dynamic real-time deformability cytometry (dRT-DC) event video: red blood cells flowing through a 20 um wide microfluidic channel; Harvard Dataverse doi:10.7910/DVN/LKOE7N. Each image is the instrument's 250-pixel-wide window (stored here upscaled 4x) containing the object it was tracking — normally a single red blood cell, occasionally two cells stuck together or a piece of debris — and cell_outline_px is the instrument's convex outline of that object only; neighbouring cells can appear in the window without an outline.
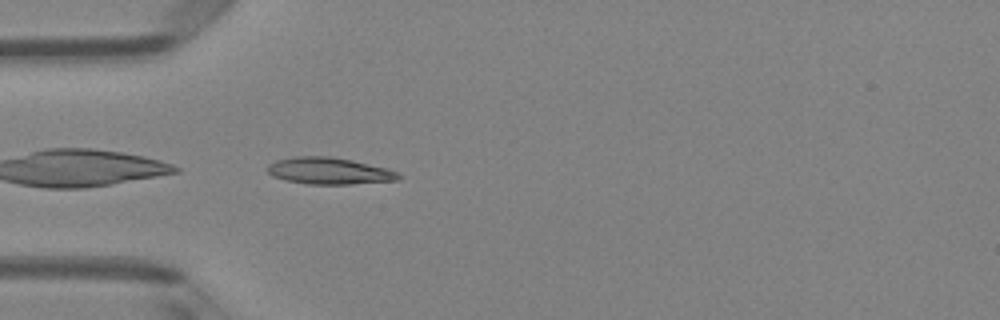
{"species": "Egyptian fruit bat (a non-hibernating species)", "species_latin": "Rousettus aegyptiacus", "temperature_condition": "room temperature", "stored_images_in_passage": 35, "camera_frame_rate_fps": 3000, "um_per_image_px": 0.085, "animal": {"sex": "female"}, "frame": {"image": 1, "passage_image": 1, "time_ms": 0.0, "image_size_px": [1000, 320], "cell_outline_px": [[404, 176], [400, 180], [352, 184], [308, 184], [288, 180], [272, 176], [268, 172], [268, 164], [276, 160], [296, 156], [328, 156], [352, 160], [388, 168], [400, 172]], "centroid_in_image_um": [28.06, 14.53], "position_along_channel_um": 56.9, "area_um2": 20.58}}
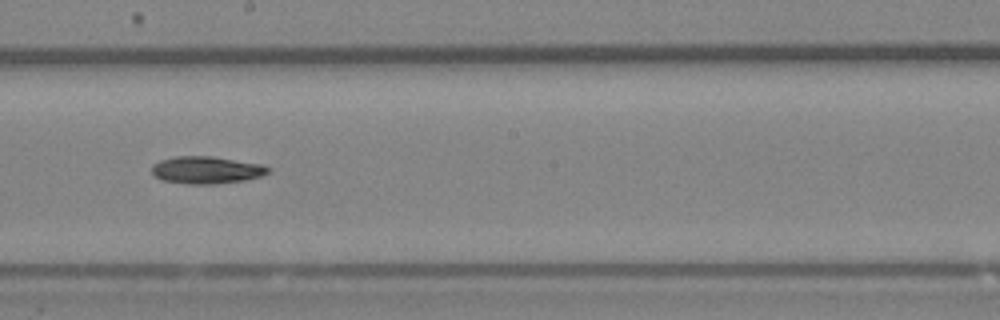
{"frame": {"image": 2, "passage_image": 14, "time_ms": 4.333, "image_size_px": [1000, 320], "cell_outline_px": [[272, 172], [260, 176], [244, 180], [216, 184], [188, 184], [160, 180], [152, 172], [152, 164], [160, 160], [176, 156], [212, 156], [264, 164], [272, 168]], "centroid_in_image_um": [17.59, 14.44], "position_along_channel_um": 230.6, "area_um2": 18.79}}
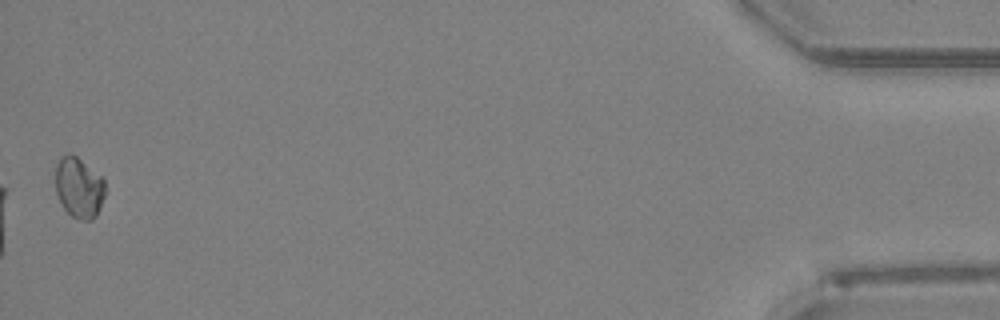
{"frame": {"image": 3, "passage_image": 35, "time_ms": 11.333, "image_size_px": [1000, 320], "cell_outline_px": [[104, 196], [96, 216], [92, 220], [80, 220], [72, 216], [64, 208], [56, 192], [56, 164], [68, 152], [72, 152], [104, 176]], "centroid_in_image_um": [6.73, 15.91], "position_along_channel_um": 428.5, "area_um2": 17.69}, "authors_computed_cell_mechanics": {"area_um2": 17.8602, "velocity_mm_per_s": 4.1254, "shape_relaxation_time_tau1_ms": 3.6141, "shape_relaxation_time_tau2_ms": 4.5297, "deformation_change_tau1": 0.0833, "deformation_change_tau2": 0.0592}}